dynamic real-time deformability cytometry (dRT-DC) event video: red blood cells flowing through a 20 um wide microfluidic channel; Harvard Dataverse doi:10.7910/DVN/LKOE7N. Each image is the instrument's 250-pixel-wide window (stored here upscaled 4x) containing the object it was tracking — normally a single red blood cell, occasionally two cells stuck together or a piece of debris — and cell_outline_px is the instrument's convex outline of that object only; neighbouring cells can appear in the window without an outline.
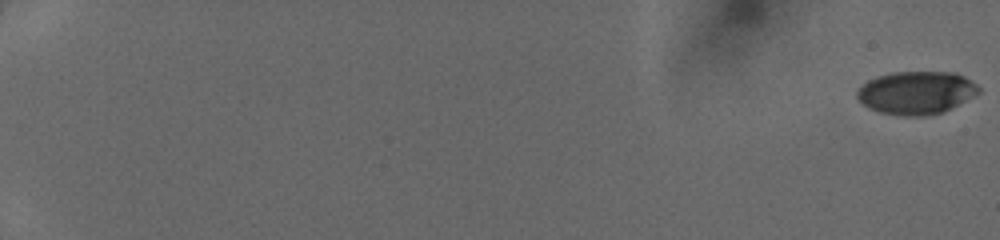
{"species": "human", "species_latin": "Homo sapiens", "temperature_condition": "cold", "stored_images_in_passage": 52, "camera_frame_rate_fps": 3000, "um_per_image_px": 0.085, "donor": {"sex": "female"}, "frame": {"image": 1, "passage_image": 1, "time_ms": 0.0, "image_size_px": [1000, 240], "cell_outline_px": [[980, 92], [944, 112], [924, 116], [904, 116], [880, 112], [868, 108], [856, 96], [856, 88], [868, 80], [876, 76], [892, 72], [956, 72], [964, 76], [976, 84], [980, 88]], "centroid_in_image_um": [77.86, 7.87], "position_along_channel_um": 7.1, "area_um2": 30.58}}
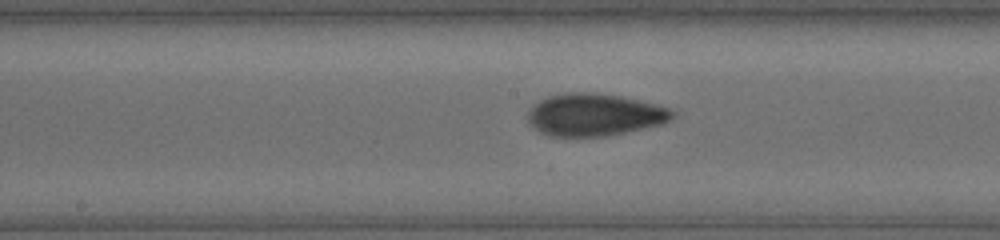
{"frame": {"image": 2, "passage_image": 31, "time_ms": 10.0, "image_size_px": [1000, 240], "cell_outline_px": [[676, 116], [672, 120], [664, 124], [604, 136], [548, 136], [540, 132], [528, 124], [528, 112], [540, 100], [548, 96], [568, 92], [588, 92], [620, 96], [672, 108], [676, 112]], "centroid_in_image_um": [50.57, 9.76], "position_along_channel_um": 197.6, "area_um2": 35.72}}
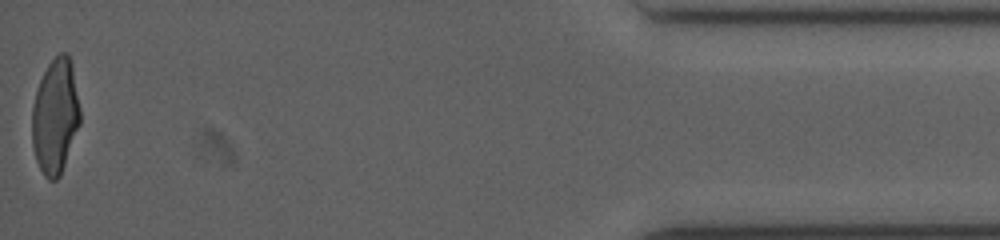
{"frame": {"image": 3, "passage_image": 52, "time_ms": 17.0, "image_size_px": [1000, 240], "cell_outline_px": [[80, 124], [60, 176], [56, 180], [48, 180], [44, 176], [36, 160], [32, 148], [32, 108], [36, 88], [48, 64], [60, 52], [68, 52], [72, 64], [80, 108]], "centroid_in_image_um": [4.69, 9.88], "position_along_channel_um": 430.5, "area_um2": 32.43}}